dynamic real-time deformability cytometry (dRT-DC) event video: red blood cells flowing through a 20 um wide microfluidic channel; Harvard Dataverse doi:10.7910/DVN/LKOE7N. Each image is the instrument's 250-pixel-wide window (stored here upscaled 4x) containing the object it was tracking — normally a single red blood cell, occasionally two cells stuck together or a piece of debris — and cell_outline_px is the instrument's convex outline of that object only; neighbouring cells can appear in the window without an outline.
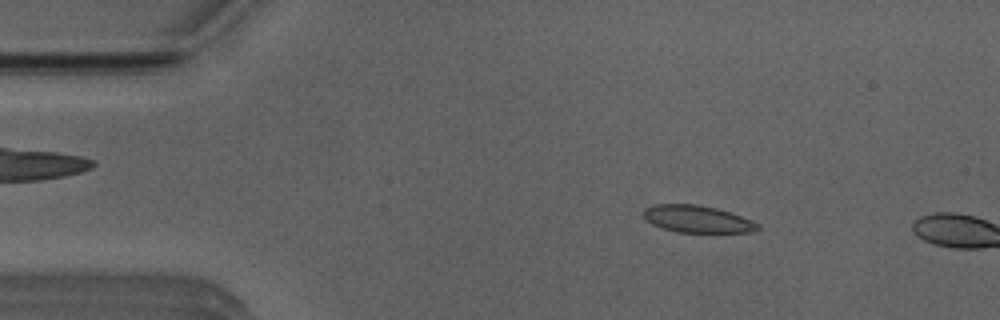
{"species": "Egyptian fruit bat (a non-hibernating species)", "species_latin": "Rousettus aegyptiacus", "temperature_condition": "room temperature", "stored_images_in_passage": 9, "camera_frame_rate_fps": 3000, "um_per_image_px": 0.085, "animal": {"sex": "male"}, "frame": {"image": 1, "passage_image": 7, "time_ms": 2.0, "image_size_px": [1000, 320], "cell_outline_px": [[760, 228], [748, 232], [676, 232], [652, 224], [644, 216], [644, 208], [652, 204], [696, 204], [716, 208], [752, 220], [760, 224]], "centroid_in_image_um": [59.26, 18.61], "position_along_channel_um": 25.7, "area_um2": 17.86}}